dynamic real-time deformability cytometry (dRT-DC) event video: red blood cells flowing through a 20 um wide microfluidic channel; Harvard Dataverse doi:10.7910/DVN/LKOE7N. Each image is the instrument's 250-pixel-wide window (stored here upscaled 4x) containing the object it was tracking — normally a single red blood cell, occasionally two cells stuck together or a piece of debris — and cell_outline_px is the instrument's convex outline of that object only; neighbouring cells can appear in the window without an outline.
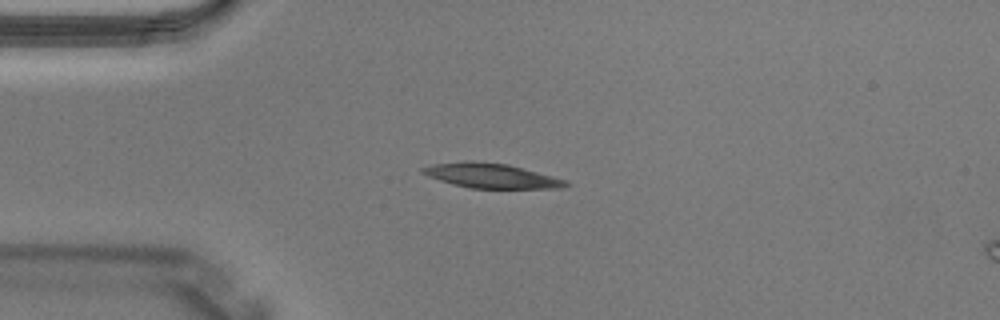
{"species": "Egyptian fruit bat (a non-hibernating species)", "species_latin": "Rousettus aegyptiacus", "temperature_condition": "warm", "stored_images_in_passage": 2, "camera_frame_rate_fps": 3000, "um_per_image_px": 0.085, "animal": {"sex": "male"}, "frame": {"image": 1, "passage_image": 1, "time_ms": 0.0, "image_size_px": [1000, 320], "cell_outline_px": [[572, 184], [564, 188], [472, 188], [452, 184], [428, 176], [420, 172], [420, 168], [432, 164], [468, 160], [472, 160], [508, 164], [568, 180]], "centroid_in_image_um": [41.77, 14.93], "position_along_channel_um": 43.2, "area_um2": 20.75}}